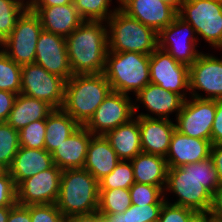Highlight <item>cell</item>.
Listing matches in <instances>:
<instances>
[{
	"label": "cell",
	"mask_w": 222,
	"mask_h": 222,
	"mask_svg": "<svg viewBox=\"0 0 222 222\" xmlns=\"http://www.w3.org/2000/svg\"><path fill=\"white\" fill-rule=\"evenodd\" d=\"M220 187L218 172L209 157L197 163L169 168L164 198L169 203L191 208L197 213H209L212 196ZM169 193L176 200H170Z\"/></svg>",
	"instance_id": "obj_1"
},
{
	"label": "cell",
	"mask_w": 222,
	"mask_h": 222,
	"mask_svg": "<svg viewBox=\"0 0 222 222\" xmlns=\"http://www.w3.org/2000/svg\"><path fill=\"white\" fill-rule=\"evenodd\" d=\"M66 43L73 75L104 73L108 52L106 22L84 21L66 38Z\"/></svg>",
	"instance_id": "obj_2"
},
{
	"label": "cell",
	"mask_w": 222,
	"mask_h": 222,
	"mask_svg": "<svg viewBox=\"0 0 222 222\" xmlns=\"http://www.w3.org/2000/svg\"><path fill=\"white\" fill-rule=\"evenodd\" d=\"M111 91L104 73L73 75L66 81L62 108L84 126Z\"/></svg>",
	"instance_id": "obj_3"
},
{
	"label": "cell",
	"mask_w": 222,
	"mask_h": 222,
	"mask_svg": "<svg viewBox=\"0 0 222 222\" xmlns=\"http://www.w3.org/2000/svg\"><path fill=\"white\" fill-rule=\"evenodd\" d=\"M56 206L64 218L98 211V181L84 168L63 170Z\"/></svg>",
	"instance_id": "obj_4"
},
{
	"label": "cell",
	"mask_w": 222,
	"mask_h": 222,
	"mask_svg": "<svg viewBox=\"0 0 222 222\" xmlns=\"http://www.w3.org/2000/svg\"><path fill=\"white\" fill-rule=\"evenodd\" d=\"M150 55L138 52H111L106 55L104 75L112 91L136 95L150 83Z\"/></svg>",
	"instance_id": "obj_5"
},
{
	"label": "cell",
	"mask_w": 222,
	"mask_h": 222,
	"mask_svg": "<svg viewBox=\"0 0 222 222\" xmlns=\"http://www.w3.org/2000/svg\"><path fill=\"white\" fill-rule=\"evenodd\" d=\"M108 51L150 55L158 48V33L120 8L107 20Z\"/></svg>",
	"instance_id": "obj_6"
},
{
	"label": "cell",
	"mask_w": 222,
	"mask_h": 222,
	"mask_svg": "<svg viewBox=\"0 0 222 222\" xmlns=\"http://www.w3.org/2000/svg\"><path fill=\"white\" fill-rule=\"evenodd\" d=\"M178 16L194 28L200 43L222 51V0H184Z\"/></svg>",
	"instance_id": "obj_7"
},
{
	"label": "cell",
	"mask_w": 222,
	"mask_h": 222,
	"mask_svg": "<svg viewBox=\"0 0 222 222\" xmlns=\"http://www.w3.org/2000/svg\"><path fill=\"white\" fill-rule=\"evenodd\" d=\"M42 30L39 16L27 8L18 18L13 32L0 44V48L21 66L35 63L36 44Z\"/></svg>",
	"instance_id": "obj_8"
},
{
	"label": "cell",
	"mask_w": 222,
	"mask_h": 222,
	"mask_svg": "<svg viewBox=\"0 0 222 222\" xmlns=\"http://www.w3.org/2000/svg\"><path fill=\"white\" fill-rule=\"evenodd\" d=\"M65 84L63 78L49 73L37 63L21 67V94L45 101L54 109L63 107Z\"/></svg>",
	"instance_id": "obj_9"
},
{
	"label": "cell",
	"mask_w": 222,
	"mask_h": 222,
	"mask_svg": "<svg viewBox=\"0 0 222 222\" xmlns=\"http://www.w3.org/2000/svg\"><path fill=\"white\" fill-rule=\"evenodd\" d=\"M190 96L199 99H222V56L202 52L189 67ZM203 92V93H199Z\"/></svg>",
	"instance_id": "obj_10"
},
{
	"label": "cell",
	"mask_w": 222,
	"mask_h": 222,
	"mask_svg": "<svg viewBox=\"0 0 222 222\" xmlns=\"http://www.w3.org/2000/svg\"><path fill=\"white\" fill-rule=\"evenodd\" d=\"M198 45L201 46L194 28L179 16L158 33V47L189 67L203 52Z\"/></svg>",
	"instance_id": "obj_11"
},
{
	"label": "cell",
	"mask_w": 222,
	"mask_h": 222,
	"mask_svg": "<svg viewBox=\"0 0 222 222\" xmlns=\"http://www.w3.org/2000/svg\"><path fill=\"white\" fill-rule=\"evenodd\" d=\"M150 83L181 95L190 97L189 66L177 62L159 47L150 54Z\"/></svg>",
	"instance_id": "obj_12"
},
{
	"label": "cell",
	"mask_w": 222,
	"mask_h": 222,
	"mask_svg": "<svg viewBox=\"0 0 222 222\" xmlns=\"http://www.w3.org/2000/svg\"><path fill=\"white\" fill-rule=\"evenodd\" d=\"M216 112V100L188 97L181 111L174 118L178 132L189 137L211 141L212 124Z\"/></svg>",
	"instance_id": "obj_13"
},
{
	"label": "cell",
	"mask_w": 222,
	"mask_h": 222,
	"mask_svg": "<svg viewBox=\"0 0 222 222\" xmlns=\"http://www.w3.org/2000/svg\"><path fill=\"white\" fill-rule=\"evenodd\" d=\"M133 96L111 91L84 127L93 135H105L134 115Z\"/></svg>",
	"instance_id": "obj_14"
},
{
	"label": "cell",
	"mask_w": 222,
	"mask_h": 222,
	"mask_svg": "<svg viewBox=\"0 0 222 222\" xmlns=\"http://www.w3.org/2000/svg\"><path fill=\"white\" fill-rule=\"evenodd\" d=\"M184 101L185 99L181 95L165 90L159 85L149 83L133 99L134 115L144 118L173 120V118H170V115L174 113L176 117L181 111ZM140 107L145 108L146 113L145 111L140 113V110L138 111Z\"/></svg>",
	"instance_id": "obj_15"
},
{
	"label": "cell",
	"mask_w": 222,
	"mask_h": 222,
	"mask_svg": "<svg viewBox=\"0 0 222 222\" xmlns=\"http://www.w3.org/2000/svg\"><path fill=\"white\" fill-rule=\"evenodd\" d=\"M62 170L55 164L33 177L23 180L17 187V203L21 205L56 204Z\"/></svg>",
	"instance_id": "obj_16"
},
{
	"label": "cell",
	"mask_w": 222,
	"mask_h": 222,
	"mask_svg": "<svg viewBox=\"0 0 222 222\" xmlns=\"http://www.w3.org/2000/svg\"><path fill=\"white\" fill-rule=\"evenodd\" d=\"M35 63L65 81L73 76L68 58L66 38L54 33L42 30L39 34Z\"/></svg>",
	"instance_id": "obj_17"
},
{
	"label": "cell",
	"mask_w": 222,
	"mask_h": 222,
	"mask_svg": "<svg viewBox=\"0 0 222 222\" xmlns=\"http://www.w3.org/2000/svg\"><path fill=\"white\" fill-rule=\"evenodd\" d=\"M119 8L157 33L178 16V11L163 0H119Z\"/></svg>",
	"instance_id": "obj_18"
},
{
	"label": "cell",
	"mask_w": 222,
	"mask_h": 222,
	"mask_svg": "<svg viewBox=\"0 0 222 222\" xmlns=\"http://www.w3.org/2000/svg\"><path fill=\"white\" fill-rule=\"evenodd\" d=\"M211 148V141L189 137L175 130L165 159L169 168L193 164L209 158Z\"/></svg>",
	"instance_id": "obj_19"
},
{
	"label": "cell",
	"mask_w": 222,
	"mask_h": 222,
	"mask_svg": "<svg viewBox=\"0 0 222 222\" xmlns=\"http://www.w3.org/2000/svg\"><path fill=\"white\" fill-rule=\"evenodd\" d=\"M174 122L164 118L138 117L142 152L166 157L176 130Z\"/></svg>",
	"instance_id": "obj_20"
},
{
	"label": "cell",
	"mask_w": 222,
	"mask_h": 222,
	"mask_svg": "<svg viewBox=\"0 0 222 222\" xmlns=\"http://www.w3.org/2000/svg\"><path fill=\"white\" fill-rule=\"evenodd\" d=\"M41 21L42 29L67 38L84 20L74 3L52 7H28Z\"/></svg>",
	"instance_id": "obj_21"
},
{
	"label": "cell",
	"mask_w": 222,
	"mask_h": 222,
	"mask_svg": "<svg viewBox=\"0 0 222 222\" xmlns=\"http://www.w3.org/2000/svg\"><path fill=\"white\" fill-rule=\"evenodd\" d=\"M92 136L84 126H80L51 154L54 164L62 171L83 168Z\"/></svg>",
	"instance_id": "obj_22"
},
{
	"label": "cell",
	"mask_w": 222,
	"mask_h": 222,
	"mask_svg": "<svg viewBox=\"0 0 222 222\" xmlns=\"http://www.w3.org/2000/svg\"><path fill=\"white\" fill-rule=\"evenodd\" d=\"M52 155L45 149H30L20 146L8 169L16 187L25 179L51 168Z\"/></svg>",
	"instance_id": "obj_23"
},
{
	"label": "cell",
	"mask_w": 222,
	"mask_h": 222,
	"mask_svg": "<svg viewBox=\"0 0 222 222\" xmlns=\"http://www.w3.org/2000/svg\"><path fill=\"white\" fill-rule=\"evenodd\" d=\"M121 160L103 135H93L88 145L84 164L97 181L110 174Z\"/></svg>",
	"instance_id": "obj_24"
},
{
	"label": "cell",
	"mask_w": 222,
	"mask_h": 222,
	"mask_svg": "<svg viewBox=\"0 0 222 222\" xmlns=\"http://www.w3.org/2000/svg\"><path fill=\"white\" fill-rule=\"evenodd\" d=\"M104 136L120 160L130 161L142 153L138 116L108 131Z\"/></svg>",
	"instance_id": "obj_25"
},
{
	"label": "cell",
	"mask_w": 222,
	"mask_h": 222,
	"mask_svg": "<svg viewBox=\"0 0 222 222\" xmlns=\"http://www.w3.org/2000/svg\"><path fill=\"white\" fill-rule=\"evenodd\" d=\"M53 110L47 102L20 93L16 95L6 122L19 131L34 121L46 119Z\"/></svg>",
	"instance_id": "obj_26"
},
{
	"label": "cell",
	"mask_w": 222,
	"mask_h": 222,
	"mask_svg": "<svg viewBox=\"0 0 222 222\" xmlns=\"http://www.w3.org/2000/svg\"><path fill=\"white\" fill-rule=\"evenodd\" d=\"M130 162L136 183L158 186L164 191L169 169L165 157L142 152Z\"/></svg>",
	"instance_id": "obj_27"
},
{
	"label": "cell",
	"mask_w": 222,
	"mask_h": 222,
	"mask_svg": "<svg viewBox=\"0 0 222 222\" xmlns=\"http://www.w3.org/2000/svg\"><path fill=\"white\" fill-rule=\"evenodd\" d=\"M80 125L63 109H54L46 118L45 150L52 154Z\"/></svg>",
	"instance_id": "obj_28"
},
{
	"label": "cell",
	"mask_w": 222,
	"mask_h": 222,
	"mask_svg": "<svg viewBox=\"0 0 222 222\" xmlns=\"http://www.w3.org/2000/svg\"><path fill=\"white\" fill-rule=\"evenodd\" d=\"M163 204H132L123 213L102 215L105 222H157Z\"/></svg>",
	"instance_id": "obj_29"
},
{
	"label": "cell",
	"mask_w": 222,
	"mask_h": 222,
	"mask_svg": "<svg viewBox=\"0 0 222 222\" xmlns=\"http://www.w3.org/2000/svg\"><path fill=\"white\" fill-rule=\"evenodd\" d=\"M116 2L117 6L110 9L112 0H73L76 10L84 21L104 22H107L118 10L119 0H116Z\"/></svg>",
	"instance_id": "obj_30"
},
{
	"label": "cell",
	"mask_w": 222,
	"mask_h": 222,
	"mask_svg": "<svg viewBox=\"0 0 222 222\" xmlns=\"http://www.w3.org/2000/svg\"><path fill=\"white\" fill-rule=\"evenodd\" d=\"M131 205L129 189H99L98 211L102 215L123 213Z\"/></svg>",
	"instance_id": "obj_31"
},
{
	"label": "cell",
	"mask_w": 222,
	"mask_h": 222,
	"mask_svg": "<svg viewBox=\"0 0 222 222\" xmlns=\"http://www.w3.org/2000/svg\"><path fill=\"white\" fill-rule=\"evenodd\" d=\"M27 8L24 0H0V44L13 32L18 18Z\"/></svg>",
	"instance_id": "obj_32"
},
{
	"label": "cell",
	"mask_w": 222,
	"mask_h": 222,
	"mask_svg": "<svg viewBox=\"0 0 222 222\" xmlns=\"http://www.w3.org/2000/svg\"><path fill=\"white\" fill-rule=\"evenodd\" d=\"M21 67L0 48V90L21 93Z\"/></svg>",
	"instance_id": "obj_33"
},
{
	"label": "cell",
	"mask_w": 222,
	"mask_h": 222,
	"mask_svg": "<svg viewBox=\"0 0 222 222\" xmlns=\"http://www.w3.org/2000/svg\"><path fill=\"white\" fill-rule=\"evenodd\" d=\"M133 173L131 162L121 160L110 174L98 181L99 189H129L135 183Z\"/></svg>",
	"instance_id": "obj_34"
},
{
	"label": "cell",
	"mask_w": 222,
	"mask_h": 222,
	"mask_svg": "<svg viewBox=\"0 0 222 222\" xmlns=\"http://www.w3.org/2000/svg\"><path fill=\"white\" fill-rule=\"evenodd\" d=\"M19 148V131L0 122V164L9 169Z\"/></svg>",
	"instance_id": "obj_35"
},
{
	"label": "cell",
	"mask_w": 222,
	"mask_h": 222,
	"mask_svg": "<svg viewBox=\"0 0 222 222\" xmlns=\"http://www.w3.org/2000/svg\"><path fill=\"white\" fill-rule=\"evenodd\" d=\"M46 119L30 123L19 130V144L30 149H45Z\"/></svg>",
	"instance_id": "obj_36"
},
{
	"label": "cell",
	"mask_w": 222,
	"mask_h": 222,
	"mask_svg": "<svg viewBox=\"0 0 222 222\" xmlns=\"http://www.w3.org/2000/svg\"><path fill=\"white\" fill-rule=\"evenodd\" d=\"M129 192L134 205L163 204L165 201L164 191L158 186L135 182Z\"/></svg>",
	"instance_id": "obj_37"
},
{
	"label": "cell",
	"mask_w": 222,
	"mask_h": 222,
	"mask_svg": "<svg viewBox=\"0 0 222 222\" xmlns=\"http://www.w3.org/2000/svg\"><path fill=\"white\" fill-rule=\"evenodd\" d=\"M196 213L191 208L164 201L157 222H189Z\"/></svg>",
	"instance_id": "obj_38"
},
{
	"label": "cell",
	"mask_w": 222,
	"mask_h": 222,
	"mask_svg": "<svg viewBox=\"0 0 222 222\" xmlns=\"http://www.w3.org/2000/svg\"><path fill=\"white\" fill-rule=\"evenodd\" d=\"M31 222H60L64 217L56 204L29 205Z\"/></svg>",
	"instance_id": "obj_39"
},
{
	"label": "cell",
	"mask_w": 222,
	"mask_h": 222,
	"mask_svg": "<svg viewBox=\"0 0 222 222\" xmlns=\"http://www.w3.org/2000/svg\"><path fill=\"white\" fill-rule=\"evenodd\" d=\"M16 203V185L9 172H7L0 177V207L13 206Z\"/></svg>",
	"instance_id": "obj_40"
},
{
	"label": "cell",
	"mask_w": 222,
	"mask_h": 222,
	"mask_svg": "<svg viewBox=\"0 0 222 222\" xmlns=\"http://www.w3.org/2000/svg\"><path fill=\"white\" fill-rule=\"evenodd\" d=\"M212 145L222 144V99L216 100V112L211 131Z\"/></svg>",
	"instance_id": "obj_41"
},
{
	"label": "cell",
	"mask_w": 222,
	"mask_h": 222,
	"mask_svg": "<svg viewBox=\"0 0 222 222\" xmlns=\"http://www.w3.org/2000/svg\"><path fill=\"white\" fill-rule=\"evenodd\" d=\"M16 95L9 91L0 90V122L7 121Z\"/></svg>",
	"instance_id": "obj_42"
},
{
	"label": "cell",
	"mask_w": 222,
	"mask_h": 222,
	"mask_svg": "<svg viewBox=\"0 0 222 222\" xmlns=\"http://www.w3.org/2000/svg\"><path fill=\"white\" fill-rule=\"evenodd\" d=\"M7 222H31L29 205L14 204L11 206Z\"/></svg>",
	"instance_id": "obj_43"
},
{
	"label": "cell",
	"mask_w": 222,
	"mask_h": 222,
	"mask_svg": "<svg viewBox=\"0 0 222 222\" xmlns=\"http://www.w3.org/2000/svg\"><path fill=\"white\" fill-rule=\"evenodd\" d=\"M209 214L212 218L222 221V186L212 196Z\"/></svg>",
	"instance_id": "obj_44"
},
{
	"label": "cell",
	"mask_w": 222,
	"mask_h": 222,
	"mask_svg": "<svg viewBox=\"0 0 222 222\" xmlns=\"http://www.w3.org/2000/svg\"><path fill=\"white\" fill-rule=\"evenodd\" d=\"M210 157L218 172L220 185L222 186V144L212 145Z\"/></svg>",
	"instance_id": "obj_45"
},
{
	"label": "cell",
	"mask_w": 222,
	"mask_h": 222,
	"mask_svg": "<svg viewBox=\"0 0 222 222\" xmlns=\"http://www.w3.org/2000/svg\"><path fill=\"white\" fill-rule=\"evenodd\" d=\"M67 219L69 222H105L99 211L89 214L73 215L67 217Z\"/></svg>",
	"instance_id": "obj_46"
},
{
	"label": "cell",
	"mask_w": 222,
	"mask_h": 222,
	"mask_svg": "<svg viewBox=\"0 0 222 222\" xmlns=\"http://www.w3.org/2000/svg\"><path fill=\"white\" fill-rule=\"evenodd\" d=\"M71 3H73V0H31L28 7H52Z\"/></svg>",
	"instance_id": "obj_47"
},
{
	"label": "cell",
	"mask_w": 222,
	"mask_h": 222,
	"mask_svg": "<svg viewBox=\"0 0 222 222\" xmlns=\"http://www.w3.org/2000/svg\"><path fill=\"white\" fill-rule=\"evenodd\" d=\"M11 206L0 207V222H7Z\"/></svg>",
	"instance_id": "obj_48"
},
{
	"label": "cell",
	"mask_w": 222,
	"mask_h": 222,
	"mask_svg": "<svg viewBox=\"0 0 222 222\" xmlns=\"http://www.w3.org/2000/svg\"><path fill=\"white\" fill-rule=\"evenodd\" d=\"M189 222H207V213H196Z\"/></svg>",
	"instance_id": "obj_49"
},
{
	"label": "cell",
	"mask_w": 222,
	"mask_h": 222,
	"mask_svg": "<svg viewBox=\"0 0 222 222\" xmlns=\"http://www.w3.org/2000/svg\"><path fill=\"white\" fill-rule=\"evenodd\" d=\"M163 1L166 2L167 4L171 5L177 11H179V9L182 6V3L184 2V0H163Z\"/></svg>",
	"instance_id": "obj_50"
},
{
	"label": "cell",
	"mask_w": 222,
	"mask_h": 222,
	"mask_svg": "<svg viewBox=\"0 0 222 222\" xmlns=\"http://www.w3.org/2000/svg\"><path fill=\"white\" fill-rule=\"evenodd\" d=\"M7 172L8 169L4 165L0 164V177L5 175Z\"/></svg>",
	"instance_id": "obj_51"
},
{
	"label": "cell",
	"mask_w": 222,
	"mask_h": 222,
	"mask_svg": "<svg viewBox=\"0 0 222 222\" xmlns=\"http://www.w3.org/2000/svg\"><path fill=\"white\" fill-rule=\"evenodd\" d=\"M207 222H222V221H219V220H216V219L212 218L210 216V214L207 213Z\"/></svg>",
	"instance_id": "obj_52"
},
{
	"label": "cell",
	"mask_w": 222,
	"mask_h": 222,
	"mask_svg": "<svg viewBox=\"0 0 222 222\" xmlns=\"http://www.w3.org/2000/svg\"><path fill=\"white\" fill-rule=\"evenodd\" d=\"M60 222H69L67 218H63Z\"/></svg>",
	"instance_id": "obj_53"
},
{
	"label": "cell",
	"mask_w": 222,
	"mask_h": 222,
	"mask_svg": "<svg viewBox=\"0 0 222 222\" xmlns=\"http://www.w3.org/2000/svg\"><path fill=\"white\" fill-rule=\"evenodd\" d=\"M27 4L31 1V0H24Z\"/></svg>",
	"instance_id": "obj_54"
}]
</instances>
